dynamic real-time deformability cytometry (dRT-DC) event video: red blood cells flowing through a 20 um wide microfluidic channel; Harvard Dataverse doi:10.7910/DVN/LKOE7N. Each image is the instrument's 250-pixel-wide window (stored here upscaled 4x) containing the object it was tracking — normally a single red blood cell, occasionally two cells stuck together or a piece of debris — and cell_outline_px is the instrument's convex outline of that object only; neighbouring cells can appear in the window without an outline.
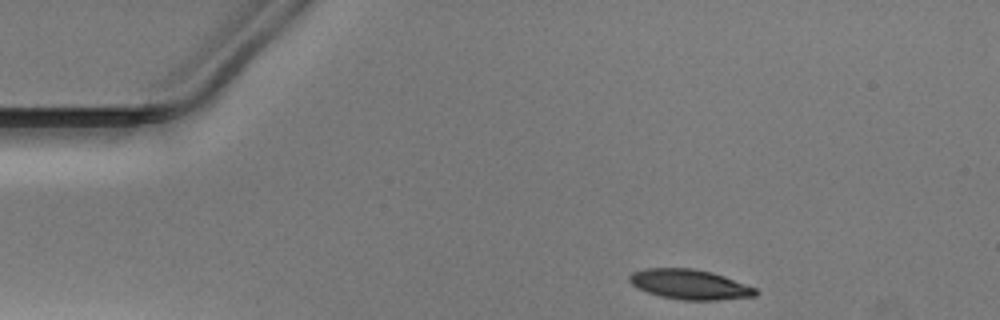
{"species": "Egyptian fruit bat (a non-hibernating species)", "species_latin": "Rousettus aegyptiacus", "temperature_condition": "warm", "stored_images_in_passage": 33, "camera_frame_rate_fps": 3000, "um_per_image_px": 0.085, "animal": {"sex": "male"}, "frame": {"image": 1, "passage_image": 1, "time_ms": 0.0, "image_size_px": [1000, 320], "cell_outline_px": [[760, 292], [756, 296], [716, 300], [684, 300], [660, 296], [648, 292], [632, 284], [628, 280], [628, 276], [632, 272], [644, 268], [692, 268], [712, 272], [724, 276], [756, 288]], "centroid_in_image_um": [58.64, 24.17], "position_along_channel_um": 26.4, "area_um2": 21.96}}
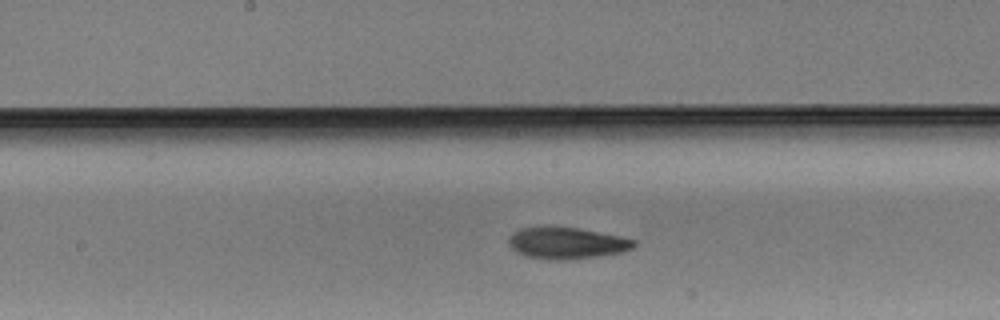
{"frame": {"image": 2, "passage_image": 19, "time_ms": 6.0, "image_size_px": [1000, 320], "cell_outline_px": [[636, 244], [632, 248], [624, 252], [576, 260], [548, 260], [524, 256], [516, 252], [508, 244], [508, 240], [512, 232], [520, 228], [548, 224], [580, 228], [620, 236], [636, 240]], "centroid_in_image_um": [48.13, 20.64], "position_along_channel_um": 200.1, "area_um2": 24.04}}
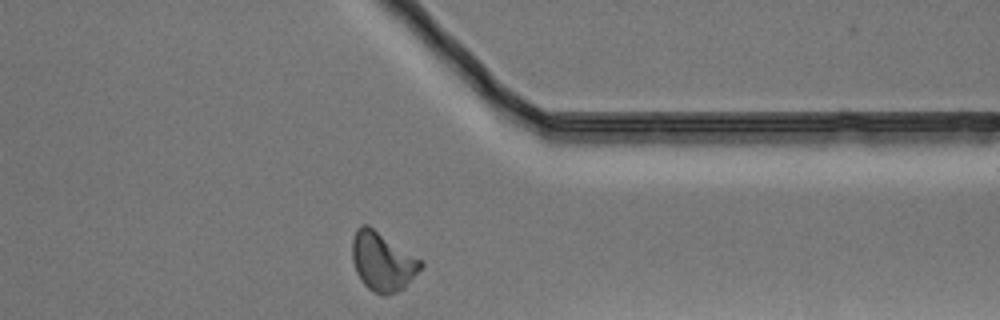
{"frame": {"image": 3, "passage_image": 33, "time_ms": 10.667, "image_size_px": [1000, 320], "cell_outline_px": [[424, 264], [404, 288], [396, 292], [384, 296], [372, 292], [364, 284], [356, 272], [352, 260], [352, 240], [356, 228], [360, 224], [368, 224], [424, 260]], "centroid_in_image_um": [32.52, 22.21], "position_along_channel_um": 378.9, "area_um2": 23.87}}